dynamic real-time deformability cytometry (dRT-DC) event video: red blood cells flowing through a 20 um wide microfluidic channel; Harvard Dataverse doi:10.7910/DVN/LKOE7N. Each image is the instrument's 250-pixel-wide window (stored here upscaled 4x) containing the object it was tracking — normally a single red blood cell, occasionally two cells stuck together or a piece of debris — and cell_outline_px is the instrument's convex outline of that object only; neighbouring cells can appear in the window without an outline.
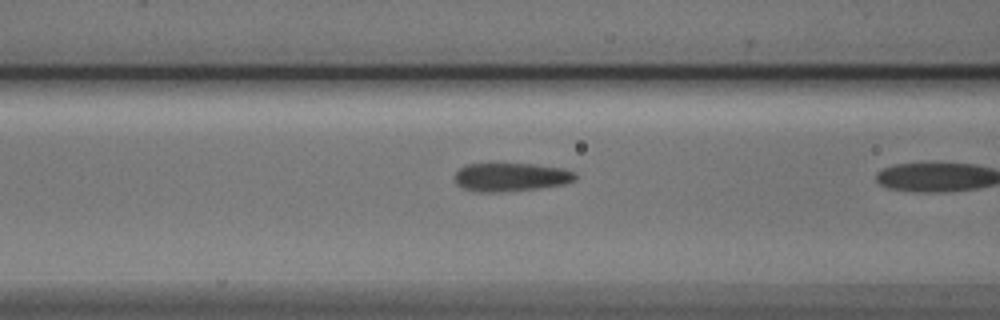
{"species": "Egyptian fruit bat (a non-hibernating species)", "species_latin": "Rousettus aegyptiacus", "temperature_condition": "cold", "stored_images_in_passage": 21, "camera_frame_rate_fps": 3000, "um_per_image_px": 0.085, "animal": {"sex": "male"}, "frame": {"image": 1, "passage_image": 20, "time_ms": 6.333, "image_size_px": [1000, 320], "cell_outline_px": [[576, 180], [564, 184], [540, 188], [500, 192], [480, 192], [460, 188], [456, 184], [452, 176], [460, 168], [468, 164], [532, 164], [564, 168], [576, 172]], "centroid_in_image_um": [43.41, 15.06], "position_along_channel_um": 123.2, "area_um2": 20.23}}